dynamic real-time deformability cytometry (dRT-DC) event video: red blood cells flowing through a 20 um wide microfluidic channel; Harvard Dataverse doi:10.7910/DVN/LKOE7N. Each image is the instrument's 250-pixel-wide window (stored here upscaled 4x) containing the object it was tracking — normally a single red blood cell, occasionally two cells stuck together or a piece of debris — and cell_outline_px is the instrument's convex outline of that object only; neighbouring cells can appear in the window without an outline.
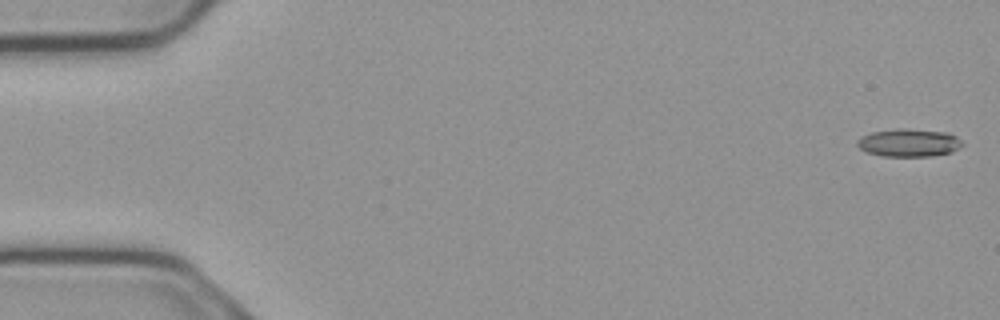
{"species": "common noctule bat (a hibernating species)", "species_latin": "Nyctalus noctula", "temperature_condition": "cold", "stored_images_in_passage": 5, "camera_frame_rate_fps": 3000, "um_per_image_px": 0.085, "animal": {"sex": "male", "body_mass_g": 23.1, "forearm_length_mm": 52.7}, "frame": {"image": 1, "passage_image": 1, "time_ms": 0.0, "image_size_px": [1000, 320], "cell_outline_px": [[964, 144], [948, 152], [932, 156], [884, 156], [868, 152], [860, 148], [856, 144], [856, 140], [872, 132], [896, 128], [904, 128], [948, 132], [956, 136]], "centroid_in_image_um": [77.24, 12.12], "position_along_channel_um": 7.8, "area_um2": 16.88}}
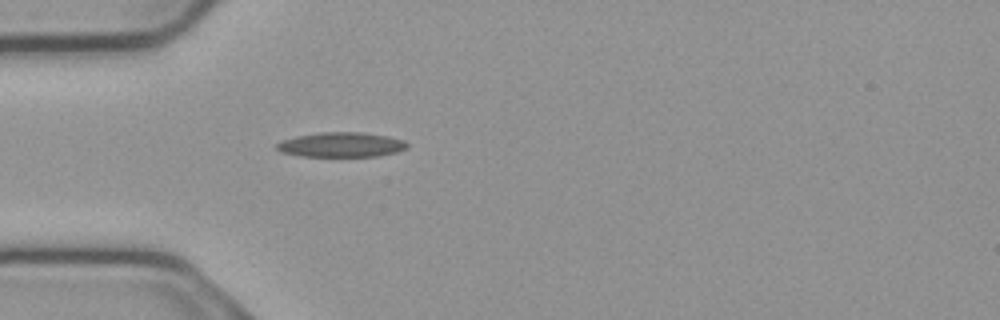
{"frame": {"image": 2, "passage_image": 5, "time_ms": 1.333, "image_size_px": [1000, 320], "cell_outline_px": [[408, 148], [396, 152], [380, 156], [300, 156], [280, 152], [276, 148], [276, 144], [280, 140], [296, 136], [320, 132], [364, 132], [388, 136], [404, 140], [408, 144]], "centroid_in_image_um": [29.0, 12.29], "position_along_channel_um": 56.0, "area_um2": 19.02}}